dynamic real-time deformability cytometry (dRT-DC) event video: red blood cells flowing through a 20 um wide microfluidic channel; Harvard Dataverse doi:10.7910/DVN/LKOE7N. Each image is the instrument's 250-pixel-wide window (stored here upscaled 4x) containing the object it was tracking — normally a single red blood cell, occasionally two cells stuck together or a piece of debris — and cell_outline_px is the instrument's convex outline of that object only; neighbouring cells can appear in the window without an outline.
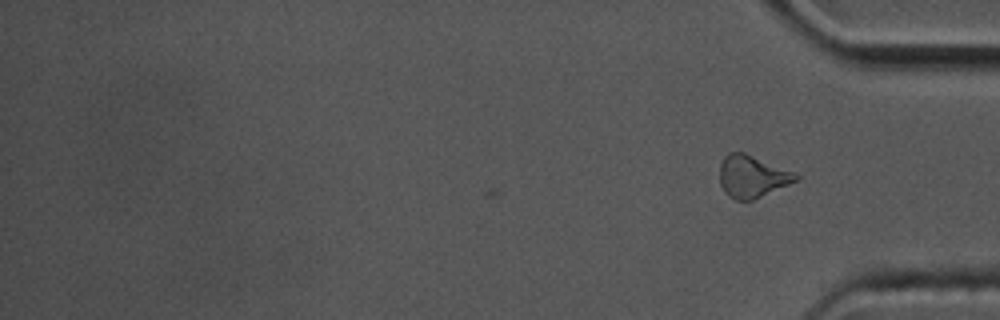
{"species": "common noctule bat (a hibernating species)", "species_latin": "Nyctalus noctula", "temperature_condition": "cold", "stored_images_in_passage": 43, "camera_frame_rate_fps": 3000, "um_per_image_px": 0.085, "animal": {"sex": "male", "body_mass_g": 17.5, "forearm_length_mm": 52.3}, "frame": {"image": 1, "passage_image": 43, "time_ms": 14.0, "image_size_px": [1000, 320], "cell_outline_px": [[800, 176], [796, 180], [788, 184], [752, 200], [736, 200], [728, 196], [724, 192], [720, 184], [720, 164], [724, 156], [728, 152], [744, 152], [796, 172]], "centroid_in_image_um": [63.91, 14.98], "position_along_channel_um": 371.3, "area_um2": 18.67}, "authors_computed_cell_mechanics": {"area_um2": 18.207, "velocity_mm_per_s": 3.5812, "shape_relaxation_time_tau1_ms": 7.6326, "shape_relaxation_time_tau2_ms": null, "deformation_change_tau1": 0.1691, "deformation_change_tau2": null}}